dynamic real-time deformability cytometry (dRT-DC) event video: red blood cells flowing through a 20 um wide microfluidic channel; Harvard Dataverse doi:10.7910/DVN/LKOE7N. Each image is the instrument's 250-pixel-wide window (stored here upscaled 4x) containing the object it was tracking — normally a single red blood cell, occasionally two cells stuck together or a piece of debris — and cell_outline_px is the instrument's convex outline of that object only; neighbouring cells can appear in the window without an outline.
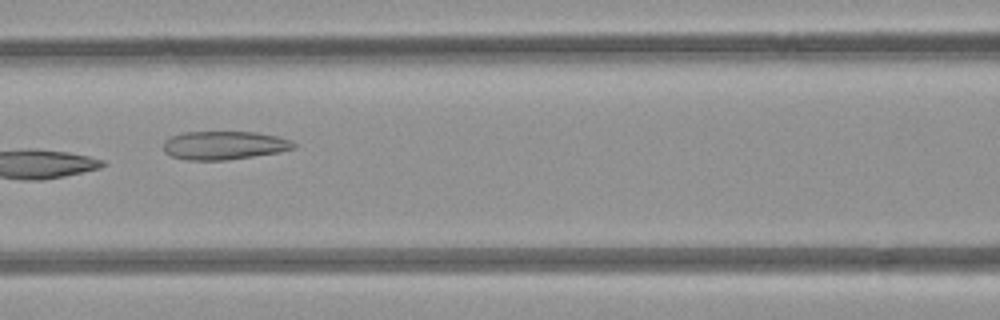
{"species": "common noctule bat (a hibernating species)", "species_latin": "Nyctalus noctula", "temperature_condition": "room temperature", "stored_images_in_passage": 9, "camera_frame_rate_fps": 3000, "um_per_image_px": 0.085, "animal": {"sex": "female", "body_mass_g": 21.9}, "frame": {"image": 1, "passage_image": 9, "time_ms": 9.0, "image_size_px": [1000, 320], "cell_outline_px": [[296, 148], [280, 152], [228, 160], [188, 160], [172, 156], [164, 152], [164, 140], [172, 136], [184, 132], [256, 132], [276, 136], [292, 140], [296, 144]], "centroid_in_image_um": [19.08, 12.35], "position_along_channel_um": 147.5, "area_um2": 21.68}}